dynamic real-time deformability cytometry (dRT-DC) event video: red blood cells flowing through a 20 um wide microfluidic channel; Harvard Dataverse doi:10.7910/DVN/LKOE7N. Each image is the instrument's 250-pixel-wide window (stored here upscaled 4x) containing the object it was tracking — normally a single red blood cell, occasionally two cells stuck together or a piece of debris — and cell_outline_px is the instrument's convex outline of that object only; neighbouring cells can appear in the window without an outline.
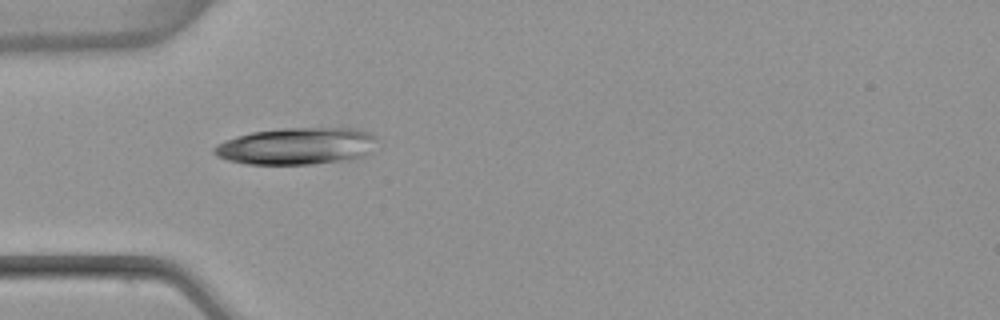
{"species": "common noctule bat (a hibernating species)", "species_latin": "Nyctalus noctula", "temperature_condition": "warm", "stored_images_in_passage": 24, "camera_frame_rate_fps": 3000, "um_per_image_px": 0.085, "animal": {"sex": "female", "body_mass_g": 22.7, "forearm_length_mm": 54.2}, "frame": {"image": 1, "passage_image": 1, "time_ms": 0.0, "image_size_px": [1000, 320], "cell_outline_px": [[376, 136], [364, 152], [360, 156], [352, 160], [312, 164], [248, 164], [228, 160], [216, 156], [212, 152], [212, 148], [216, 144], [236, 136], [252, 132], [284, 128], [352, 128], [368, 132]], "centroid_in_image_um": [25.1, 12.42], "position_along_channel_um": 59.9, "area_um2": 34.62}}